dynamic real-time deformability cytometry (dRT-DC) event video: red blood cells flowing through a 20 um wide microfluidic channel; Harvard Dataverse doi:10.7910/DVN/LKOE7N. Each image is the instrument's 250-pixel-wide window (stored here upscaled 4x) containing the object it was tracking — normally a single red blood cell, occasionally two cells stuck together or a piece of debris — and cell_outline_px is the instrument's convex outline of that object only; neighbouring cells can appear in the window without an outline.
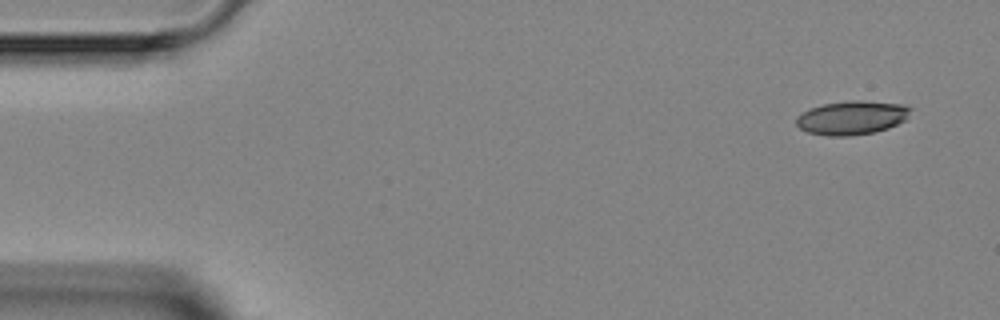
{"species": "Egyptian fruit bat (a non-hibernating species)", "species_latin": "Rousettus aegyptiacus", "temperature_condition": "room temperature", "stored_images_in_passage": 4, "camera_frame_rate_fps": 3000, "um_per_image_px": 0.085, "animal": {"sex": "female"}, "frame": {"image": 1, "passage_image": 1, "time_ms": 0.0, "image_size_px": [1000, 320], "cell_outline_px": [[912, 108], [908, 116], [904, 120], [888, 128], [872, 132], [848, 136], [828, 136], [808, 132], [800, 128], [796, 124], [796, 116], [812, 108], [824, 104], [852, 100], [860, 100], [904, 104]], "centroid_in_image_um": [72.42, 10.0], "position_along_channel_um": 12.6, "area_um2": 22.31}}
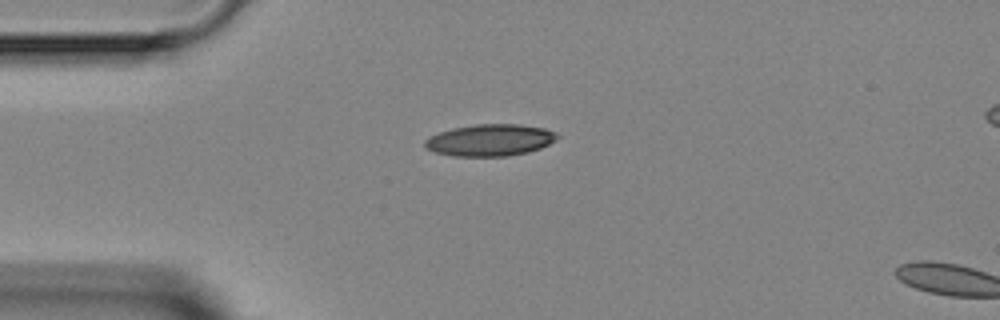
{"frame": {"image": 2, "passage_image": 3, "time_ms": 3.0, "image_size_px": [1000, 320], "cell_outline_px": [[560, 136], [556, 140], [540, 148], [528, 152], [508, 156], [452, 156], [436, 152], [424, 148], [424, 140], [440, 132], [452, 128], [476, 124], [520, 124], [544, 128], [556, 132]], "centroid_in_image_um": [41.67, 11.91], "position_along_channel_um": 43.3, "area_um2": 24.57}}